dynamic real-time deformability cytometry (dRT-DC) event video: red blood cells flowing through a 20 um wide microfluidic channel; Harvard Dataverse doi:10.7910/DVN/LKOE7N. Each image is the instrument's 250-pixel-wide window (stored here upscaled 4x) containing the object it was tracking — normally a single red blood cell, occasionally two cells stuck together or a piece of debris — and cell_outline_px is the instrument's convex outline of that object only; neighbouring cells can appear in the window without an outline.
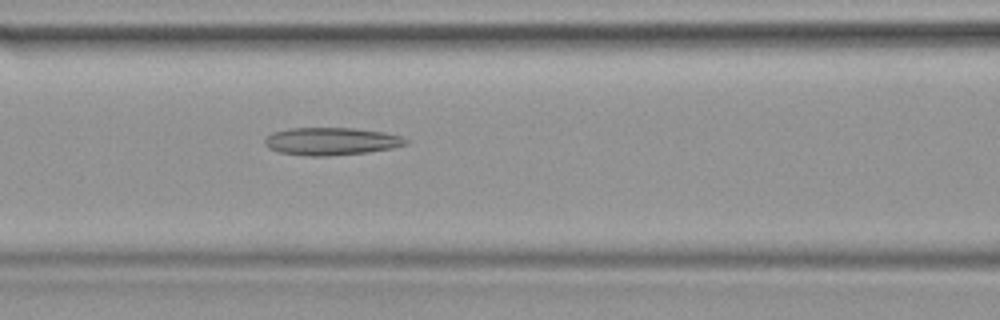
{"species": "common noctule bat (a hibernating species)", "species_latin": "Nyctalus noctula", "temperature_condition": "warm", "stored_images_in_passage": 28, "camera_frame_rate_fps": 3000, "um_per_image_px": 0.085, "animal": {"sex": "female", "body_mass_g": 19.9}, "frame": {"image": 1, "passage_image": 5, "time_ms": 1.333, "image_size_px": [1000, 320], "cell_outline_px": [[408, 144], [392, 148], [368, 152], [328, 156], [308, 156], [280, 152], [268, 148], [264, 144], [264, 140], [272, 132], [288, 128], [356, 128], [384, 132], [400, 136], [408, 140]], "centroid_in_image_um": [28.15, 12.01], "position_along_channel_um": 138.5, "area_um2": 22.77}}
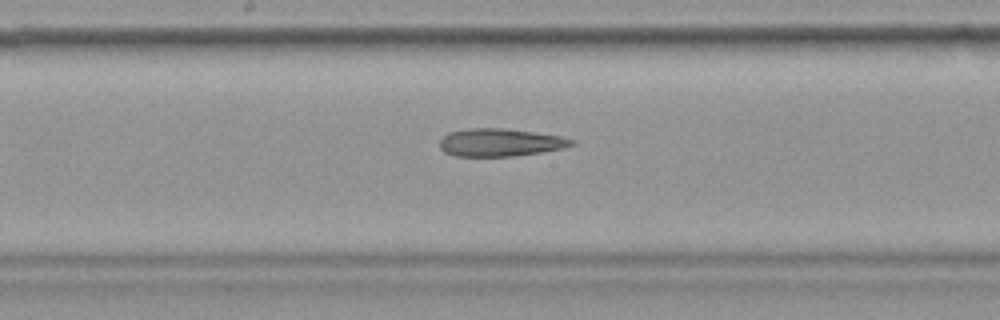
{"frame": {"image": 2, "passage_image": 9, "time_ms": 2.667, "image_size_px": [1000, 320], "cell_outline_px": [[576, 144], [564, 148], [540, 152], [512, 156], [456, 156], [444, 152], [440, 148], [440, 140], [448, 132], [468, 128], [504, 128], [560, 136], [576, 140]], "centroid_in_image_um": [42.51, 12.1], "position_along_channel_um": 205.7, "area_um2": 21.33}}
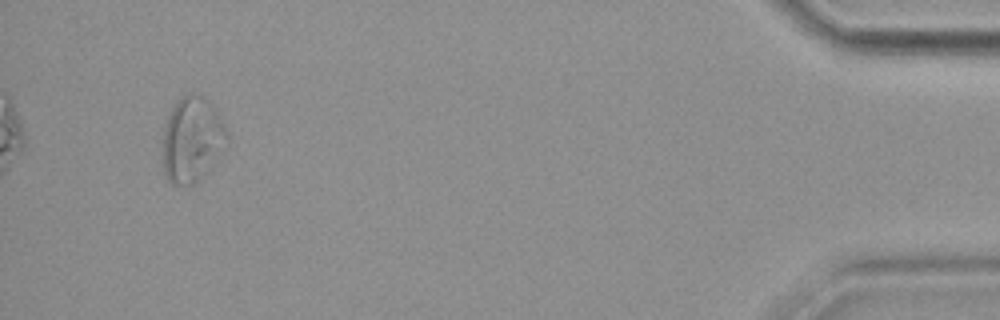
{"frame": {"image": 3, "passage_image": 26, "time_ms": 8.333, "image_size_px": [1000, 320], "cell_outline_px": [[228, 144], [212, 168], [200, 180], [184, 188], [172, 184], [164, 176], [160, 148], [164, 128], [168, 116], [176, 100], [180, 96], [192, 92], [200, 92], [212, 104], [224, 124], [228, 132]], "centroid_in_image_um": [16.31, 11.89], "position_along_channel_um": 418.9, "area_um2": 33.47}}